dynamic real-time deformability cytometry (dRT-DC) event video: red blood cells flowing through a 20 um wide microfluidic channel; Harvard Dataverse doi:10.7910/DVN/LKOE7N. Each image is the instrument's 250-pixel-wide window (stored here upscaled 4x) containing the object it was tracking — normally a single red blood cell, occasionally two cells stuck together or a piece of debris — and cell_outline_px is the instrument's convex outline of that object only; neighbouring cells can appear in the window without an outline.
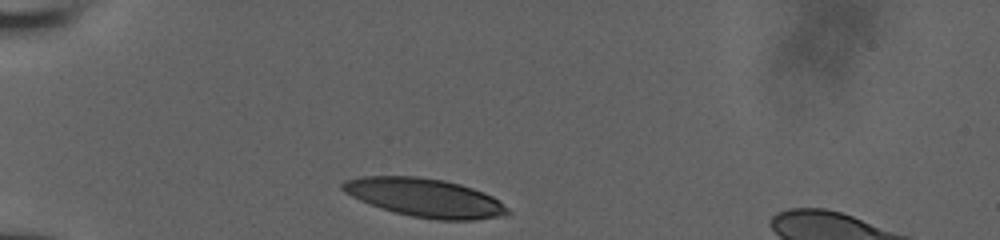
{"species": "human", "species_latin": "Homo sapiens", "temperature_condition": "room temperature", "stored_images_in_passage": 20, "camera_frame_rate_fps": 3000, "um_per_image_px": 0.085, "donor": {"sex": "male"}, "frame": {"image": 1, "passage_image": 1, "time_ms": 0.0, "image_size_px": [1000, 240], "cell_outline_px": [[512, 212], [504, 216], [472, 220], [436, 220], [412, 216], [380, 208], [360, 200], [344, 192], [340, 188], [340, 184], [344, 180], [360, 176], [416, 176], [444, 180], [460, 184], [484, 192], [500, 200]], "centroid_in_image_um": [36.12, 16.8], "position_along_channel_um": 48.9, "area_um2": 37.22}}
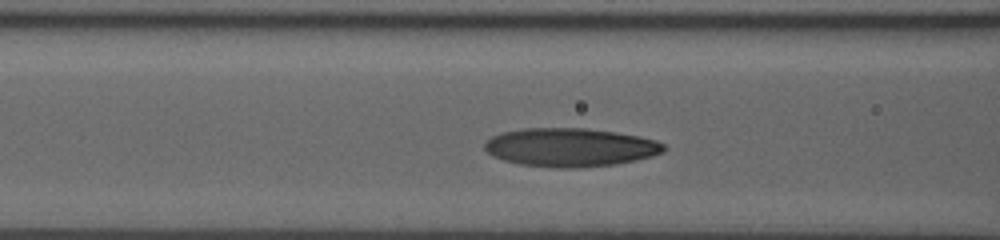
{"frame": {"image": 2, "passage_image": 9, "time_ms": 2.667, "image_size_px": [1000, 240], "cell_outline_px": [[668, 148], [664, 152], [652, 156], [636, 160], [616, 164], [580, 168], [556, 168], [520, 164], [504, 160], [492, 156], [484, 148], [484, 144], [492, 136], [500, 132], [524, 128], [588, 128], [616, 132], [640, 136], [656, 140], [664, 144]], "centroid_in_image_um": [48.5, 12.52], "position_along_channel_um": 118.1, "area_um2": 40.58}}
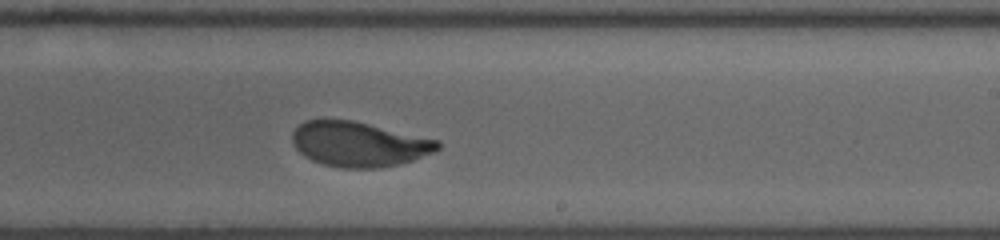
{"frame": {"image": 3, "passage_image": 20, "time_ms": 6.333, "image_size_px": [1000, 240], "cell_outline_px": [[440, 148], [436, 152], [400, 164], [380, 168], [340, 168], [324, 164], [312, 160], [304, 156], [292, 144], [292, 132], [304, 120], [352, 120], [440, 140]], "centroid_in_image_um": [30.52, 12.26], "position_along_channel_um": 258.5, "area_um2": 38.15}}